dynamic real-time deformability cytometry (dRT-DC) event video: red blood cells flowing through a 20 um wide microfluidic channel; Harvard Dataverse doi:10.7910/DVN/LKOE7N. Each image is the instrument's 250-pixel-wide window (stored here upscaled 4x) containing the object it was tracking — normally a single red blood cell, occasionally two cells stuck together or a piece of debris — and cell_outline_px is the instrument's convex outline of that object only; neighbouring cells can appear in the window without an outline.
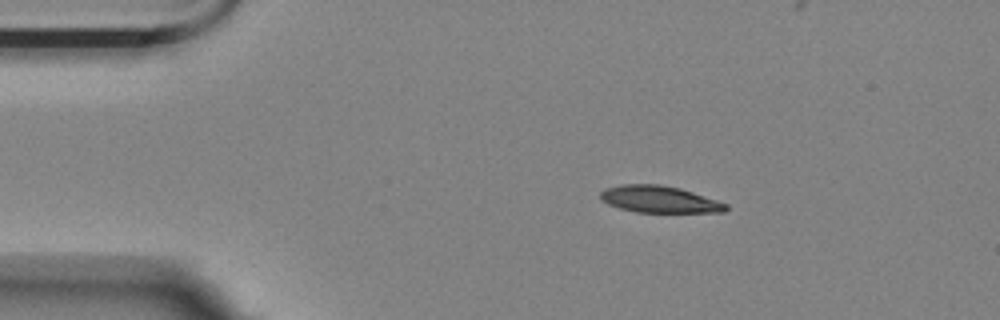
{"species": "Egyptian fruit bat (a non-hibernating species)", "species_latin": "Rousettus aegyptiacus", "temperature_condition": "room temperature", "stored_images_in_passage": 3, "camera_frame_rate_fps": 3000, "um_per_image_px": 0.085, "animal": {"sex": "female"}, "frame": {"image": 1, "passage_image": 1, "time_ms": 0.0, "image_size_px": [1000, 320], "cell_outline_px": [[728, 208], [724, 212], [636, 212], [620, 208], [608, 204], [600, 200], [600, 192], [604, 188], [624, 184], [660, 184], [680, 188], [728, 204]], "centroid_in_image_um": [56.01, 16.94], "position_along_channel_um": 29.0, "area_um2": 19.59}}
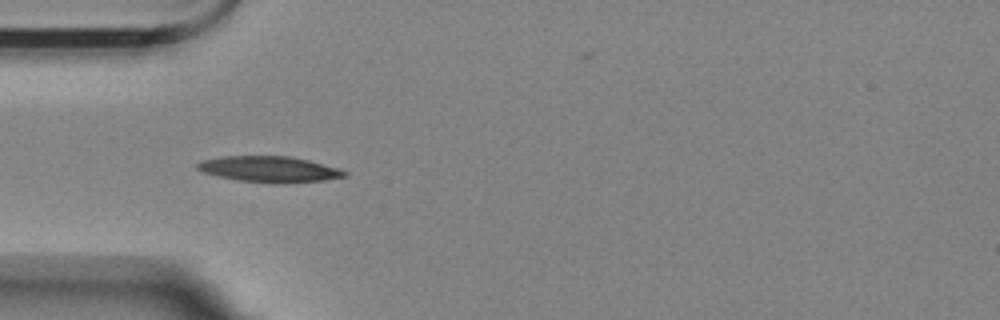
{"frame": {"image": 2, "passage_image": 3, "time_ms": 0.667, "image_size_px": [1000, 320], "cell_outline_px": [[348, 176], [320, 180], [276, 184], [240, 180], [220, 176], [204, 172], [196, 168], [196, 164], [204, 160], [224, 156], [288, 156], [308, 160], [340, 168], [348, 172]], "centroid_in_image_um": [22.94, 14.38], "position_along_channel_um": 62.1, "area_um2": 21.96}}